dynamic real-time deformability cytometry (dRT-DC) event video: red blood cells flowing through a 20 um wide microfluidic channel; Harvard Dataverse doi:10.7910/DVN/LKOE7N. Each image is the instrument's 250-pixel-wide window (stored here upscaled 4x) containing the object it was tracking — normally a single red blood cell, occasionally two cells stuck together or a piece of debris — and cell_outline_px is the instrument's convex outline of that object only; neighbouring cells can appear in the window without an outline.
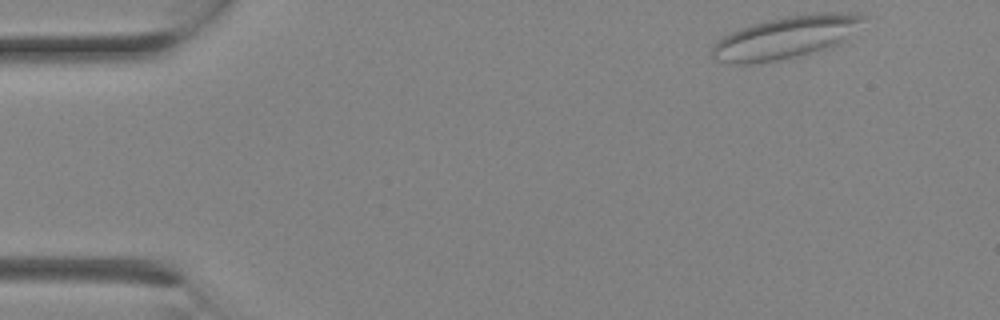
{"species": "Egyptian fruit bat (a non-hibernating species)", "species_latin": "Rousettus aegyptiacus", "temperature_condition": "room temperature", "stored_images_in_passage": 6, "camera_frame_rate_fps": 3000, "um_per_image_px": 0.085, "animal": {"sex": "female"}, "frame": {"image": 1, "passage_image": 1, "time_ms": 0.0, "image_size_px": [1000, 320], "cell_outline_px": [[868, 16], [840, 44], [832, 48], [796, 56], [776, 60], [748, 64], [728, 64], [712, 60], [712, 48], [724, 36], [740, 28], [788, 16], [816, 12], [848, 12]], "centroid_in_image_um": [66.81, 3.19], "position_along_channel_um": 18.2, "area_um2": 36.99}}